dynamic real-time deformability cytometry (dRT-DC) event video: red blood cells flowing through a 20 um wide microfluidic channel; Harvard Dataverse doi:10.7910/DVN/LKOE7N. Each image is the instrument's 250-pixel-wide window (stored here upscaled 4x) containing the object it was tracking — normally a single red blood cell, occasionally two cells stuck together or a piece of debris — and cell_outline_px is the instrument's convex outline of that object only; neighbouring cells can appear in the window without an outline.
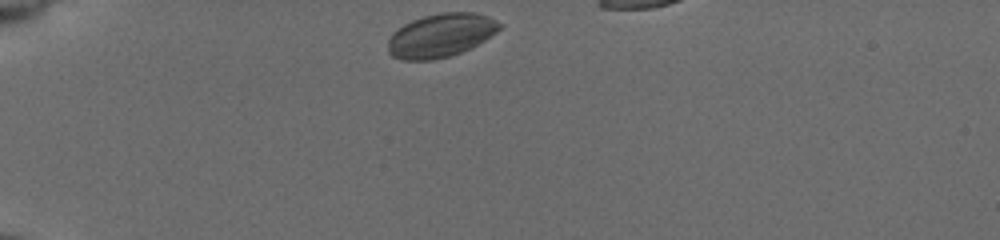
{"species": "common noctule bat (a hibernating species)", "species_latin": "Nyctalus noctula", "temperature_condition": "cold", "stored_images_in_passage": 37, "camera_frame_rate_fps": 3000, "um_per_image_px": 0.085, "animal": {"sex": "female", "body_mass_g": 19.5, "forearm_length_mm": 54.1}, "frame": {"image": 1, "passage_image": 1, "time_ms": 0.0, "image_size_px": [1000, 240], "cell_outline_px": [[504, 24], [496, 32], [484, 40], [460, 52], [448, 56], [432, 60], [404, 60], [392, 56], [388, 52], [388, 40], [392, 32], [404, 24], [412, 20], [424, 16], [440, 12], [472, 12], [488, 16]], "centroid_in_image_um": [37.45, 2.99], "position_along_channel_um": 47.6, "area_um2": 28.21}}
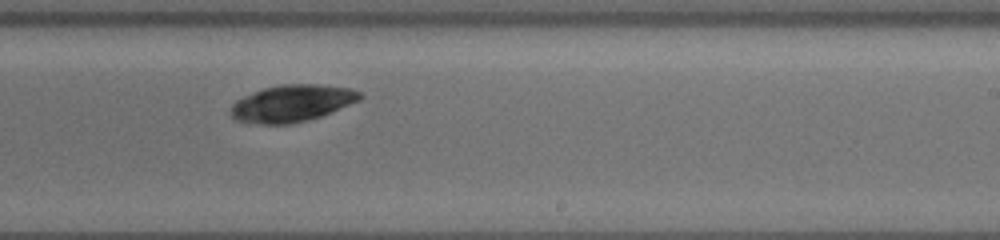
{"frame": {"image": 2, "passage_image": 22, "time_ms": 7.0, "image_size_px": [1000, 240], "cell_outline_px": [[364, 96], [360, 100], [320, 116], [308, 120], [292, 124], [260, 124], [236, 120], [228, 112], [228, 108], [236, 100], [252, 92], [264, 88], [284, 84], [320, 84], [352, 88], [360, 92]], "centroid_in_image_um": [24.8, 8.78], "position_along_channel_um": 264.2, "area_um2": 27.92}}
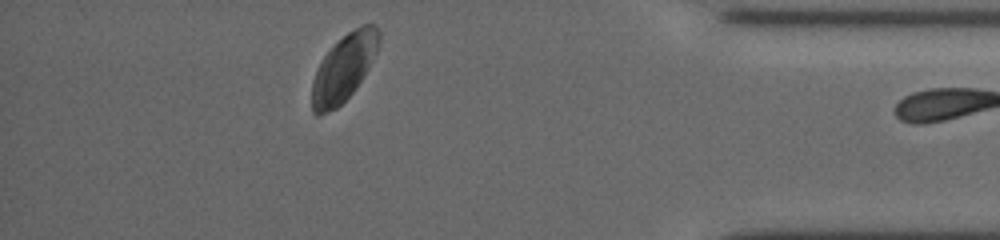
{"frame": {"image": 3, "passage_image": 36, "time_ms": 11.667, "image_size_px": [1000, 240], "cell_outline_px": [[380, 40], [376, 52], [360, 80], [352, 92], [336, 108], [320, 116], [316, 116], [312, 112], [312, 80], [320, 60], [348, 32], [364, 24], [376, 24], [380, 32]], "centroid_in_image_um": [29.2, 5.78], "position_along_channel_um": 406.0, "area_um2": 25.61}}